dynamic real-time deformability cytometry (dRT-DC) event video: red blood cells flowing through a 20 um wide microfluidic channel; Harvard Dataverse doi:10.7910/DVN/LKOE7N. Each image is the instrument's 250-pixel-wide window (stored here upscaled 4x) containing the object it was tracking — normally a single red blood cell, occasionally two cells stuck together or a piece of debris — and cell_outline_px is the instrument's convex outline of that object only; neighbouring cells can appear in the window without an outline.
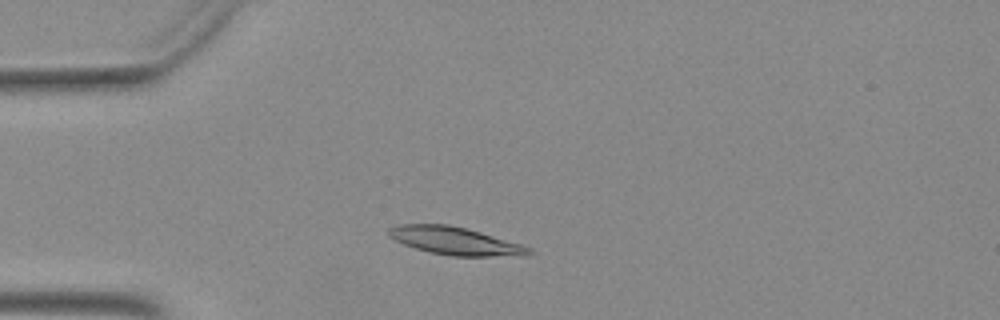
{"species": "Egyptian fruit bat (a non-hibernating species)", "species_latin": "Rousettus aegyptiacus", "temperature_condition": "warm", "stored_images_in_passage": 46, "camera_frame_rate_fps": 3000, "um_per_image_px": 0.085, "animal": {"sex": "female"}, "frame": {"image": 1, "passage_image": 9, "time_ms": 2.667, "image_size_px": [1000, 320], "cell_outline_px": [[532, 252], [524, 256], [452, 256], [432, 252], [416, 248], [404, 244], [388, 236], [388, 228], [400, 224], [448, 224], [468, 228], [520, 244], [532, 248]], "centroid_in_image_um": [38.7, 20.47], "position_along_channel_um": 46.3, "area_um2": 22.6}}
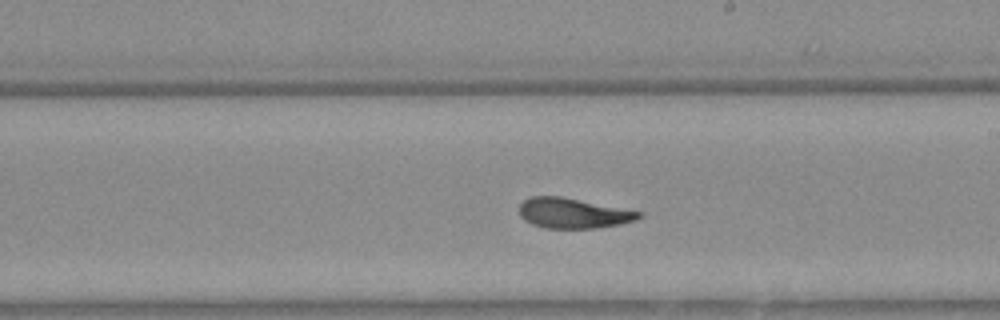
{"frame": {"image": 2, "passage_image": 25, "time_ms": 8.0, "image_size_px": [1000, 320], "cell_outline_px": [[644, 216], [636, 220], [620, 224], [596, 228], [544, 228], [532, 224], [524, 220], [520, 216], [520, 204], [524, 200], [532, 196], [560, 196], [644, 212]], "centroid_in_image_um": [48.74, 18.12], "position_along_channel_um": 240.3, "area_um2": 21.1}}
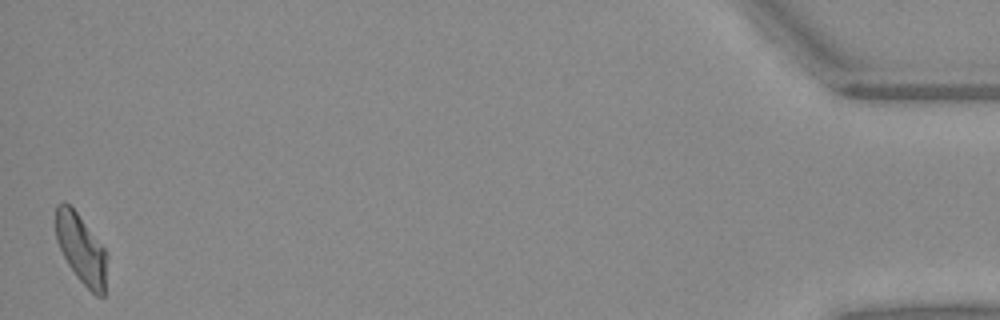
{"frame": {"image": 3, "passage_image": 46, "time_ms": 15.0, "image_size_px": [1000, 320], "cell_outline_px": [[104, 296], [96, 296], [76, 276], [68, 264], [56, 240], [56, 204], [64, 200], [76, 212], [104, 248]], "centroid_in_image_um": [6.84, 21.12], "position_along_channel_um": 428.4, "area_um2": 19.83}}